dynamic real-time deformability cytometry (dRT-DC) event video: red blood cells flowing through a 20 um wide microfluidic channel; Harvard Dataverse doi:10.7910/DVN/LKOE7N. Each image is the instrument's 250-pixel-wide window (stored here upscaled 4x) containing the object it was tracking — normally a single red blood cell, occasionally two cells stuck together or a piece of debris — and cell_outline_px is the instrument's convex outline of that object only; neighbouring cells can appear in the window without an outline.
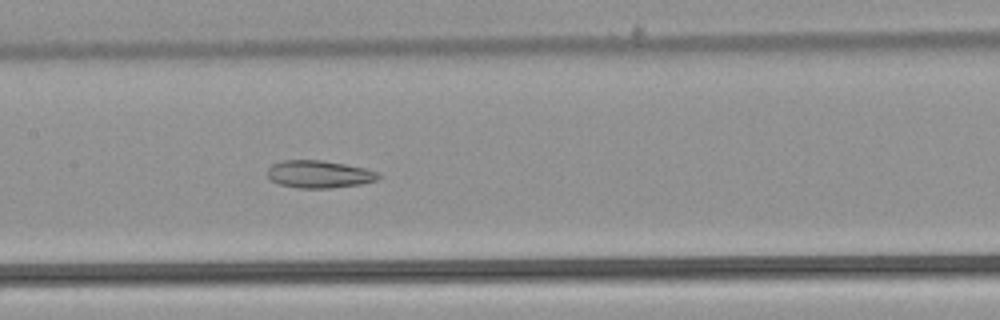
{"species": "common noctule bat (a hibernating species)", "species_latin": "Nyctalus noctula", "temperature_condition": "warm", "stored_images_in_passage": 50, "camera_frame_rate_fps": 3000, "um_per_image_px": 0.085, "animal": {"sex": "male", "body_mass_g": 21.5, "forearm_length_mm": 52.0}, "frame": {"image": 1, "passage_image": 23, "time_ms": 7.333, "image_size_px": [1000, 320], "cell_outline_px": [[380, 176], [376, 180], [360, 184], [332, 188], [296, 188], [280, 184], [272, 180], [268, 176], [268, 168], [272, 164], [284, 160], [320, 160], [344, 164], [364, 168], [376, 172]], "centroid_in_image_um": [27.1, 14.81], "position_along_channel_um": 180.3, "area_um2": 17.57}}
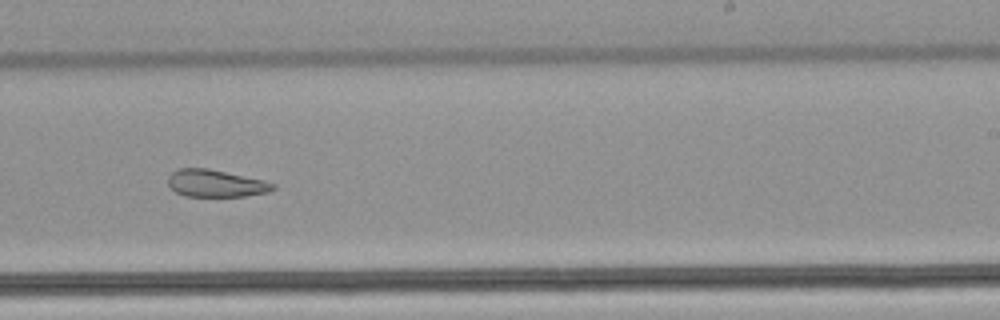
{"frame": {"image": 2, "passage_image": 30, "time_ms": 9.667, "image_size_px": [1000, 320], "cell_outline_px": [[276, 188], [268, 192], [244, 196], [184, 196], [176, 192], [168, 184], [168, 176], [172, 172], [180, 168], [208, 168], [264, 180], [276, 184]], "centroid_in_image_um": [18.34, 15.58], "position_along_channel_um": 270.7, "area_um2": 16.65}}
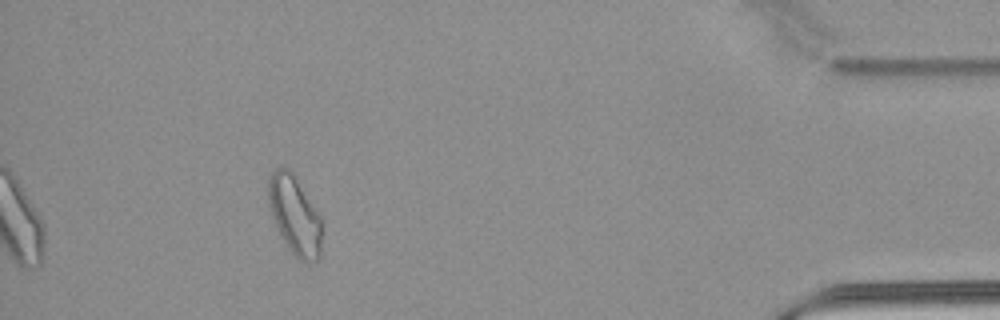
{"frame": {"image": 3, "passage_image": 45, "time_ms": 14.667, "image_size_px": [1000, 320], "cell_outline_px": [[320, 256], [316, 260], [300, 260], [288, 248], [280, 236], [272, 216], [268, 204], [268, 180], [272, 172], [276, 168], [288, 168], [292, 172], [320, 216]], "centroid_in_image_um": [25.01, 18.27], "position_along_channel_um": 410.2, "area_um2": 23.93}, "authors_computed_cell_mechanics": {"area_um2": 22.8888, "velocity_mm_per_s": 3.8967, "shape_relaxation_time_tau1_ms": null, "shape_relaxation_time_tau2_ms": 6.4566, "deformation_change_tau1": null, "deformation_change_tau2": 0.1447}}